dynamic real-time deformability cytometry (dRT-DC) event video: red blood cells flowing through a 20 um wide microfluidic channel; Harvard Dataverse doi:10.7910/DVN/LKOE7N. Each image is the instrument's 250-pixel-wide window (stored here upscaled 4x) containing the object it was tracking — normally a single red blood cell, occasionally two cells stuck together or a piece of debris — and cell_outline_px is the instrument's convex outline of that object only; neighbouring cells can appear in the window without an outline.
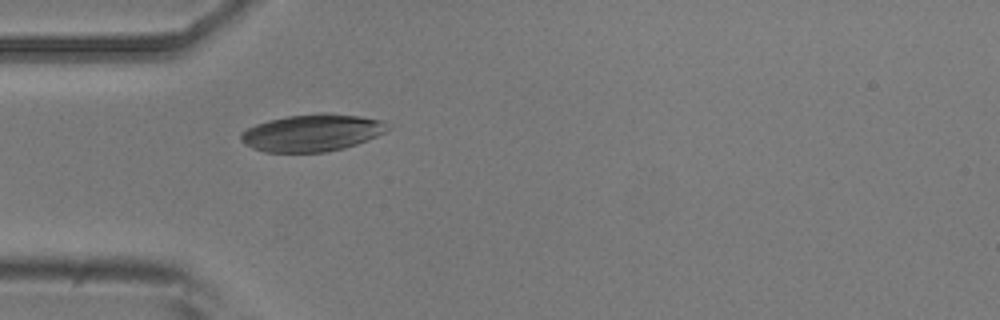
{"species": "common noctule bat (a hibernating species)", "species_latin": "Nyctalus noctula", "temperature_condition": "room temperature", "stored_images_in_passage": 5, "camera_frame_rate_fps": 3000, "um_per_image_px": 0.085, "animal": {"sex": "male", "body_mass_g": 20.5, "forearm_length_mm": 52.5}, "frame": {"image": 1, "passage_image": 5, "time_ms": 4.667, "image_size_px": [1000, 320], "cell_outline_px": [[392, 128], [376, 136], [356, 144], [344, 148], [324, 152], [264, 152], [252, 148], [244, 144], [240, 136], [240, 132], [256, 124], [268, 120], [288, 116], [320, 112], [328, 112], [360, 116], [384, 120]], "centroid_in_image_um": [26.54, 11.27], "position_along_channel_um": 58.5, "area_um2": 31.96}}